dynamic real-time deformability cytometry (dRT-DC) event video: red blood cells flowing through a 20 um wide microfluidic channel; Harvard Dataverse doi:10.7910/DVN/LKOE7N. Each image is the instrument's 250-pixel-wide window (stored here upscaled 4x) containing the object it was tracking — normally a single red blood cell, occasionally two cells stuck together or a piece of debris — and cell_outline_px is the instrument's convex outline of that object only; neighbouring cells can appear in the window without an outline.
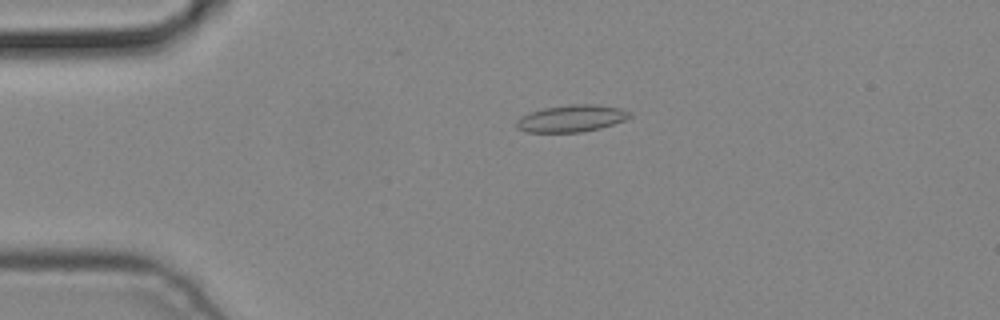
{"species": "common noctule bat (a hibernating species)", "species_latin": "Nyctalus noctula", "temperature_condition": "cold", "stored_images_in_passage": 1, "camera_frame_rate_fps": 3000, "um_per_image_px": 0.085, "animal": {"sex": "male", "body_mass_g": 19.2, "forearm_length_mm": 51.8}, "frame": {"image": 1, "passage_image": 1, "time_ms": 0.0, "image_size_px": [1000, 320], "cell_outline_px": [[632, 116], [624, 120], [600, 128], [580, 132], [524, 132], [516, 128], [516, 120], [520, 116], [544, 108], [568, 104], [596, 104], [620, 108], [628, 112]], "centroid_in_image_um": [48.53, 10.06], "position_along_channel_um": 36.5, "area_um2": 17.74}}